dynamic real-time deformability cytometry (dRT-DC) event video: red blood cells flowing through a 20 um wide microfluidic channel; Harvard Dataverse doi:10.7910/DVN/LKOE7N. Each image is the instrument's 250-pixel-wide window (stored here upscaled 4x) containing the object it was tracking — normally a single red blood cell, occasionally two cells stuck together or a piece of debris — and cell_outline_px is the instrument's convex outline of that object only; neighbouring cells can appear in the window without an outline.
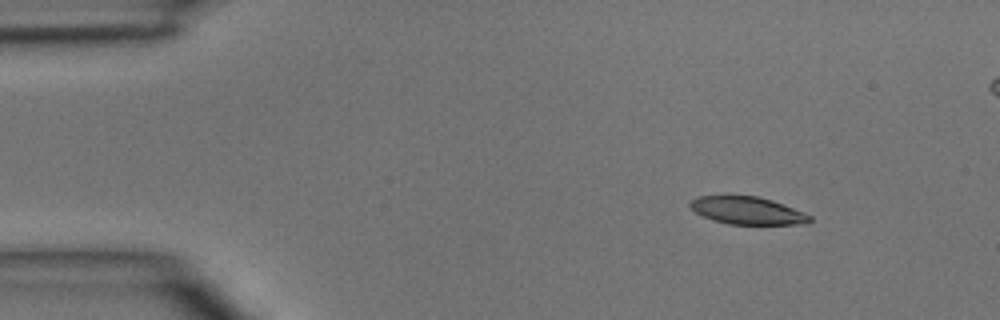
{"species": "common noctule bat (a hibernating species)", "species_latin": "Nyctalus noctula", "temperature_condition": "room temperature", "stored_images_in_passage": 4, "segment_of_instrument_passage": [1, 2], "camera_frame_rate_fps": 3000, "um_per_image_px": 0.085, "animal": {"sex": "male", "body_mass_g": 15.6}, "frame": {"image": 1, "passage_image": 1, "time_ms": 0.0, "image_size_px": [1000, 320], "cell_outline_px": [[812, 220], [808, 224], [728, 224], [712, 220], [696, 212], [688, 204], [696, 196], [756, 196], [772, 200], [804, 212], [812, 216]], "centroid_in_image_um": [63.55, 17.9], "position_along_channel_um": 21.4, "area_um2": 19.13}}